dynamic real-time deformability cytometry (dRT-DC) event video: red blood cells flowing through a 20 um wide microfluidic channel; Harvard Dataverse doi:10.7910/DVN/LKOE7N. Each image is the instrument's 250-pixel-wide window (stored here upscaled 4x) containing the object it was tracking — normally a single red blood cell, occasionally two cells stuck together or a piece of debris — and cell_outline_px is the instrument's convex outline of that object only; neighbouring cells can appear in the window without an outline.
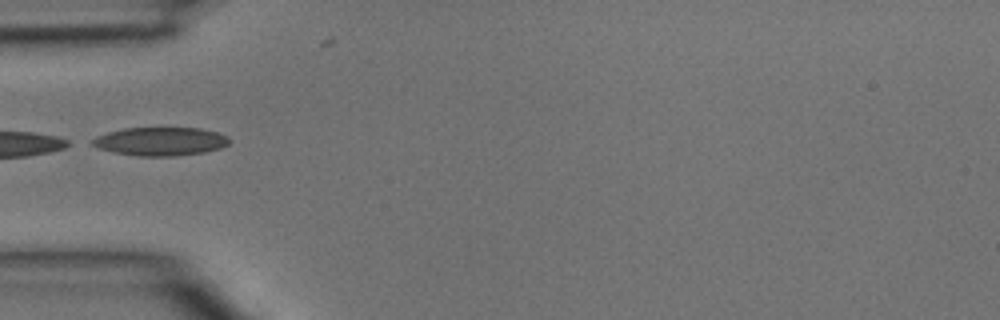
{"species": "common noctule bat (a hibernating species)", "species_latin": "Nyctalus noctula", "temperature_condition": "room temperature", "stored_images_in_passage": 2, "camera_frame_rate_fps": 3000, "um_per_image_px": 0.085, "animal": {"sex": "male", "body_mass_g": 15.6}, "frame": {"image": 1, "passage_image": 1, "time_ms": 0.0, "image_size_px": [1000, 320], "cell_outline_px": [[232, 140], [228, 144], [220, 148], [204, 152], [176, 156], [140, 156], [112, 152], [88, 144], [88, 140], [96, 136], [108, 132], [124, 128], [200, 128], [216, 132], [228, 136]], "centroid_in_image_um": [13.61, 12.02], "position_along_channel_um": 71.4, "area_um2": 22.89}}